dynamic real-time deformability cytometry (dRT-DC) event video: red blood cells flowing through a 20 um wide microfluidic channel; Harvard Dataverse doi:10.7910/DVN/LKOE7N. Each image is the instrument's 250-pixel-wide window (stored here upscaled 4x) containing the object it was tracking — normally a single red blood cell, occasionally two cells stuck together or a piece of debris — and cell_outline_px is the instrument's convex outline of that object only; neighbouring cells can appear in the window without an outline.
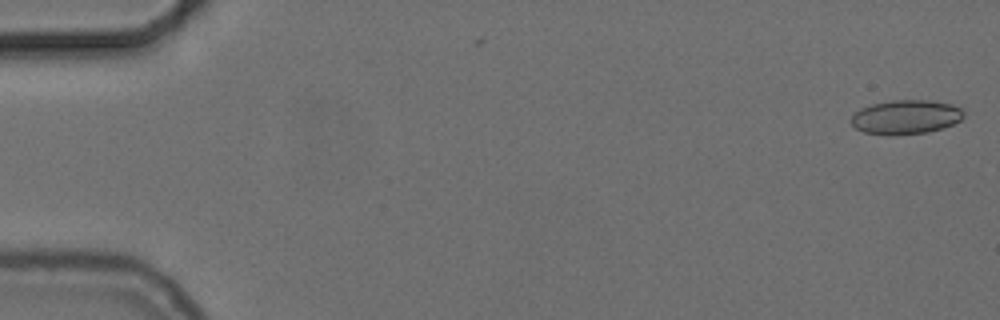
{"species": "common noctule bat (a hibernating species)", "species_latin": "Nyctalus noctula", "temperature_condition": "cold", "stored_images_in_passage": 55, "camera_frame_rate_fps": 3000, "um_per_image_px": 0.085, "animal": {"sex": "female", "body_mass_g": 24.6, "forearm_length_mm": 56.2}, "frame": {"image": 1, "passage_image": 1, "time_ms": 0.0, "image_size_px": [1000, 320], "cell_outline_px": [[964, 116], [960, 120], [952, 124], [928, 132], [892, 136], [888, 136], [864, 132], [856, 128], [852, 124], [852, 116], [860, 108], [872, 104], [892, 100], [928, 100], [952, 104], [960, 108], [964, 112]], "centroid_in_image_um": [76.99, 9.95], "position_along_channel_um": 8.0, "area_um2": 22.43}}
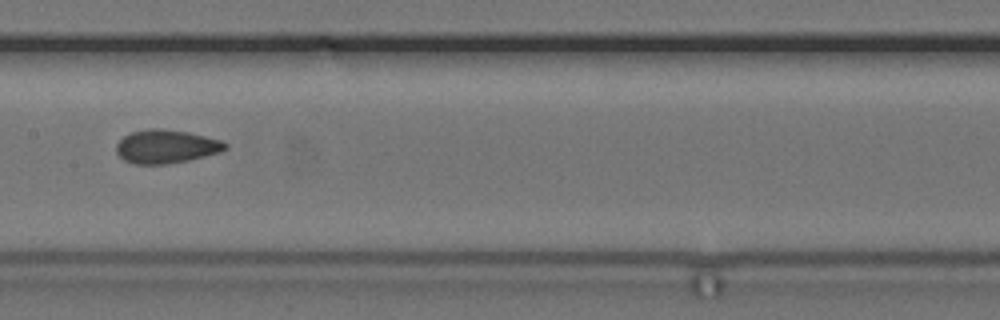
{"frame": {"image": 2, "passage_image": 28, "time_ms": 9.0, "image_size_px": [1000, 320], "cell_outline_px": [[228, 148], [220, 152], [188, 160], [168, 164], [136, 164], [124, 160], [116, 152], [116, 144], [124, 136], [132, 132], [148, 128], [160, 128], [188, 132], [220, 140], [228, 144]], "centroid_in_image_um": [14.11, 12.45], "position_along_channel_um": 193.3, "area_um2": 21.21}}
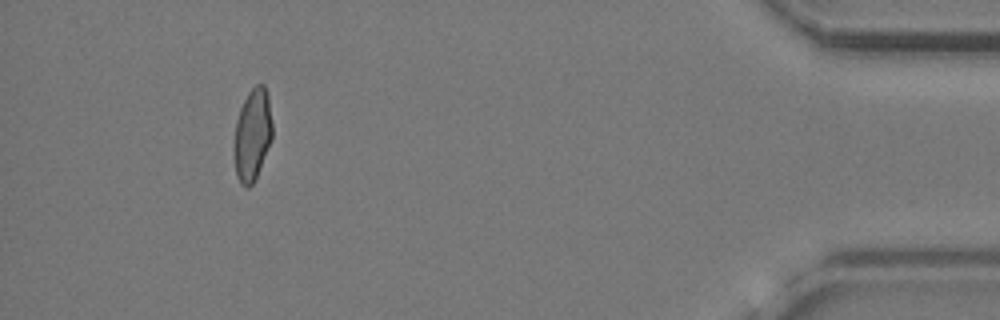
{"frame": {"image": 3, "passage_image": 51, "time_ms": 16.667, "image_size_px": [1000, 320], "cell_outline_px": [[272, 140], [256, 180], [248, 188], [244, 188], [240, 184], [236, 176], [232, 152], [232, 148], [236, 120], [240, 108], [248, 92], [256, 84], [264, 84], [268, 96], [272, 124]], "centroid_in_image_um": [21.43, 11.52], "position_along_channel_um": 413.8, "area_um2": 21.21}, "authors_computed_cell_mechanics": {"area_um2": 21.2126, "velocity_mm_per_s": 3.7175, "shape_relaxation_time_tau1_ms": 5.7366, "shape_relaxation_time_tau2_ms": 1.3625, "deformation_change_tau1": 0.0957, "deformation_change_tau2": 0.0649}}